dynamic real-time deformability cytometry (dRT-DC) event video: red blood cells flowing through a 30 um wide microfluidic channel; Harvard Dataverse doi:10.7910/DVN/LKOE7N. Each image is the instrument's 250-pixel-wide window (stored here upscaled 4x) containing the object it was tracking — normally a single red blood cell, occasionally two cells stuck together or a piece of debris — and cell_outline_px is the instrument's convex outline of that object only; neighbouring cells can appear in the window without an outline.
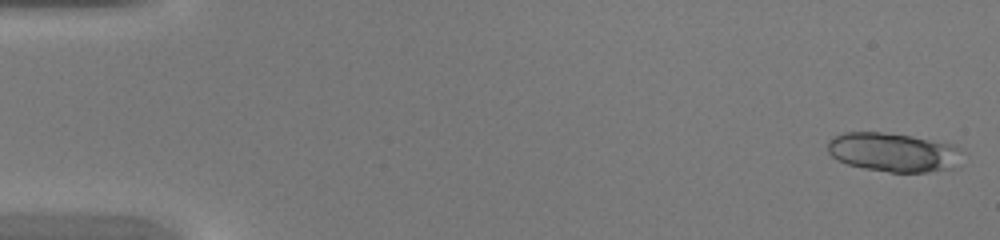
{"species": "common noctule bat (a hibernating species)", "species_latin": "Nyctalus noctula", "temperature_condition": "warm", "stored_images_in_passage": 44, "segment_of_instrument_passage": [1, 2], "camera_frame_rate_fps": 3000, "um_per_image_px": 0.085, "animal": {"sex": "female", "body_mass_g": 20.0, "forearm_length_mm": 54.0}, "frame": {"image": 1, "passage_image": 1, "time_ms": 0.0, "image_size_px": [1000, 240], "cell_outline_px": [[960, 148], [956, 168], [928, 172], [888, 172], [864, 168], [848, 164], [836, 160], [828, 152], [828, 140], [832, 136], [844, 132], [880, 132], [912, 136], [956, 144]], "centroid_in_image_um": [75.91, 12.94], "position_along_channel_um": 9.1, "area_um2": 30.75}}
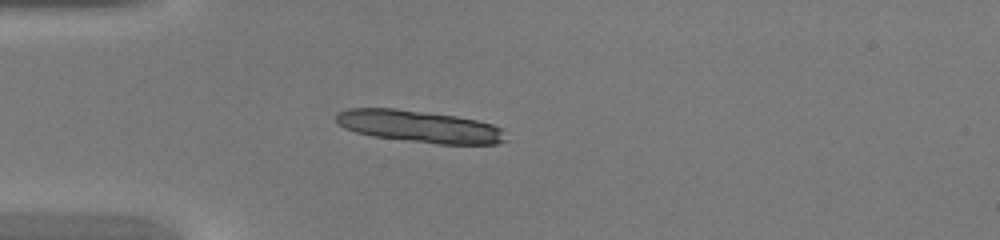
{"frame": {"image": 2, "passage_image": 12, "time_ms": 3.667, "image_size_px": [1000, 240], "cell_outline_px": [[508, 140], [496, 144], [436, 144], [372, 136], [356, 132], [344, 128], [336, 124], [336, 112], [348, 108], [396, 108], [456, 116], [476, 120], [492, 124], [500, 128]], "centroid_in_image_um": [35.61, 10.75], "position_along_channel_um": 49.4, "area_um2": 31.79}}